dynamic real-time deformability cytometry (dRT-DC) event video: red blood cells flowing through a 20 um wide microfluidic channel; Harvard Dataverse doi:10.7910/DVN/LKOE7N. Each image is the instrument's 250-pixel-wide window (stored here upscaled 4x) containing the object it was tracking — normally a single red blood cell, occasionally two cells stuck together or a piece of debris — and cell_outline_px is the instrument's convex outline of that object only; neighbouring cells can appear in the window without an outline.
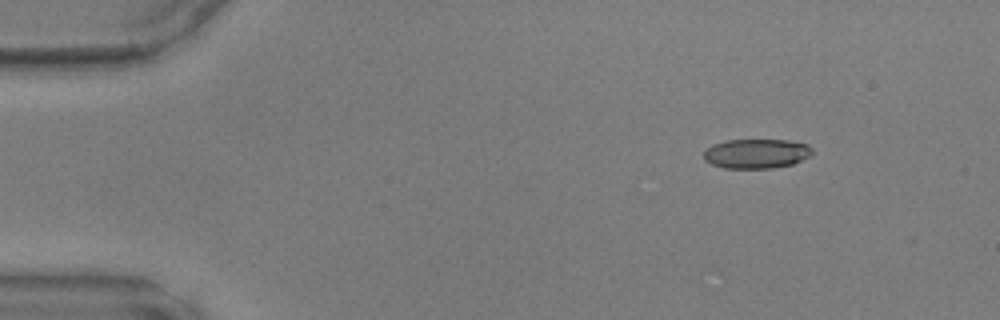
{"species": "common noctule bat (a hibernating species)", "species_latin": "Nyctalus noctula", "temperature_condition": "warm", "stored_images_in_passage": 43, "camera_frame_rate_fps": 3000, "um_per_image_px": 0.085, "animal": {"sex": "male", "body_mass_g": 17.9, "forearm_length_mm": 54.2}, "frame": {"image": 1, "passage_image": 1, "time_ms": 0.0, "image_size_px": [1000, 320], "cell_outline_px": [[812, 152], [808, 156], [792, 164], [772, 168], [724, 168], [712, 164], [704, 160], [704, 148], [712, 144], [724, 140], [788, 140], [808, 144], [812, 148]], "centroid_in_image_um": [64.24, 13.05], "position_along_channel_um": 20.8, "area_um2": 18.73}}
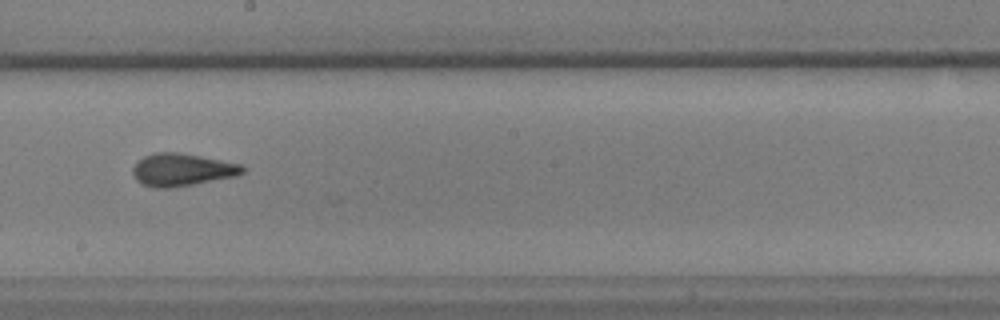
{"frame": {"image": 2, "passage_image": 22, "time_ms": 7.0, "image_size_px": [1000, 320], "cell_outline_px": [[244, 172], [236, 176], [172, 188], [152, 188], [140, 184], [136, 180], [132, 172], [132, 168], [144, 156], [156, 152], [176, 152], [200, 156], [244, 164]], "centroid_in_image_um": [15.46, 14.44], "position_along_channel_um": 232.7, "area_um2": 20.92}}
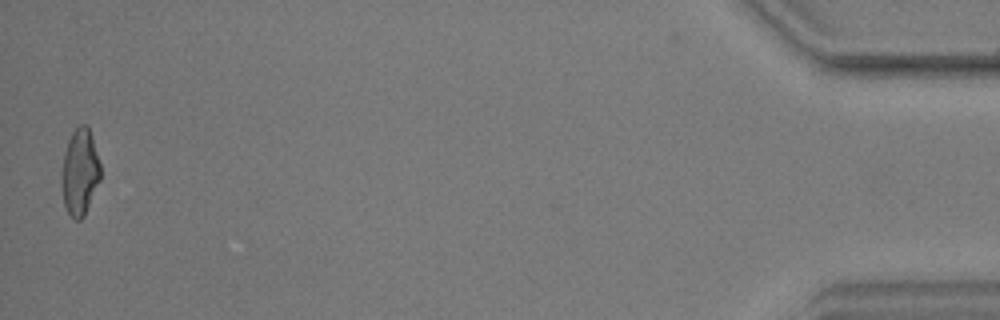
{"frame": {"image": 3, "passage_image": 42, "time_ms": 13.667, "image_size_px": [1000, 320], "cell_outline_px": [[100, 180], [84, 216], [80, 220], [76, 220], [68, 212], [64, 204], [60, 184], [60, 176], [64, 152], [68, 140], [72, 132], [80, 124], [88, 124], [100, 164]], "centroid_in_image_um": [6.76, 14.61], "position_along_channel_um": 428.4, "area_um2": 19.71}}